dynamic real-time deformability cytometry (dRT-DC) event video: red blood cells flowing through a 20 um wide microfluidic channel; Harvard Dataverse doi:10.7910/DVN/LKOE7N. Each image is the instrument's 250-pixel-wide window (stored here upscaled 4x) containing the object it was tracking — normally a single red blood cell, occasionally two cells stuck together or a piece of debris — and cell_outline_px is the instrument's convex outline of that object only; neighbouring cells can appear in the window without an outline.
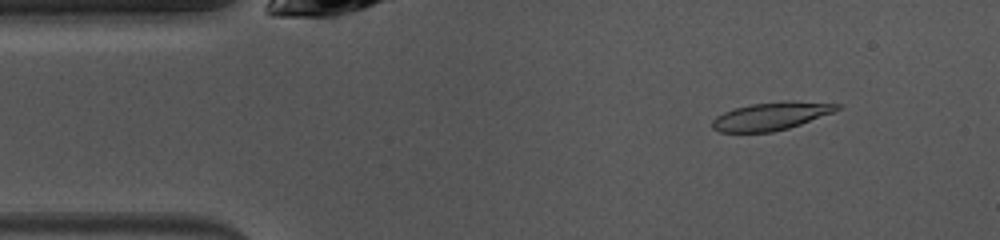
{"species": "common noctule bat (a hibernating species)", "species_latin": "Nyctalus noctula", "temperature_condition": "warm", "stored_images_in_passage": 47, "camera_frame_rate_fps": 3000, "um_per_image_px": 0.085, "animal": {"sex": "female", "body_mass_g": 10.0, "forearm_length_mm": 53.1}, "frame": {"image": 1, "passage_image": 5, "time_ms": 1.333, "image_size_px": [1000, 240], "cell_outline_px": [[840, 108], [832, 112], [800, 124], [788, 128], [772, 132], [720, 132], [712, 128], [712, 120], [716, 116], [724, 112], [736, 108], [752, 104], [784, 100], [792, 100], [840, 104]], "centroid_in_image_um": [65.52, 9.86], "position_along_channel_um": 19.5, "area_um2": 20.17}}
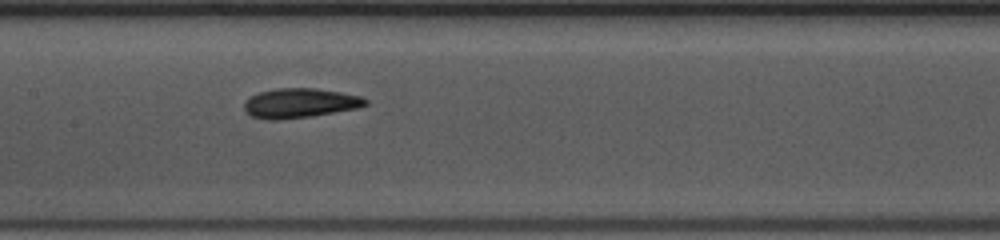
{"frame": {"image": 2, "passage_image": 21, "time_ms": 6.667, "image_size_px": [1000, 240], "cell_outline_px": [[368, 104], [356, 108], [308, 116], [280, 120], [268, 120], [252, 116], [244, 108], [244, 104], [252, 96], [260, 92], [276, 88], [312, 88], [340, 92], [360, 96], [368, 100]], "centroid_in_image_um": [25.49, 8.76], "position_along_channel_um": 181.9, "area_um2": 20.46}}
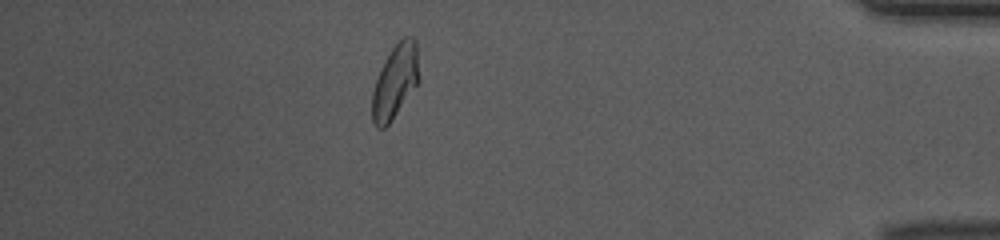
{"frame": {"image": 3, "passage_image": 41, "time_ms": 13.333, "image_size_px": [1000, 240], "cell_outline_px": [[420, 80], [388, 124], [384, 128], [376, 128], [372, 120], [372, 92], [380, 68], [392, 48], [404, 36], [412, 36], [416, 40], [420, 76]], "centroid_in_image_um": [33.6, 6.9], "position_along_channel_um": 401.6, "area_um2": 20.06}, "authors_computed_cell_mechanics": {"area_um2": 20.4612, "velocity_mm_per_s": 4.0413, "shape_relaxation_time_tau1_ms": 5.923, "shape_relaxation_time_tau2_ms": 2.2903, "deformation_change_tau1": 0.1906, "deformation_change_tau2": 0.097}}